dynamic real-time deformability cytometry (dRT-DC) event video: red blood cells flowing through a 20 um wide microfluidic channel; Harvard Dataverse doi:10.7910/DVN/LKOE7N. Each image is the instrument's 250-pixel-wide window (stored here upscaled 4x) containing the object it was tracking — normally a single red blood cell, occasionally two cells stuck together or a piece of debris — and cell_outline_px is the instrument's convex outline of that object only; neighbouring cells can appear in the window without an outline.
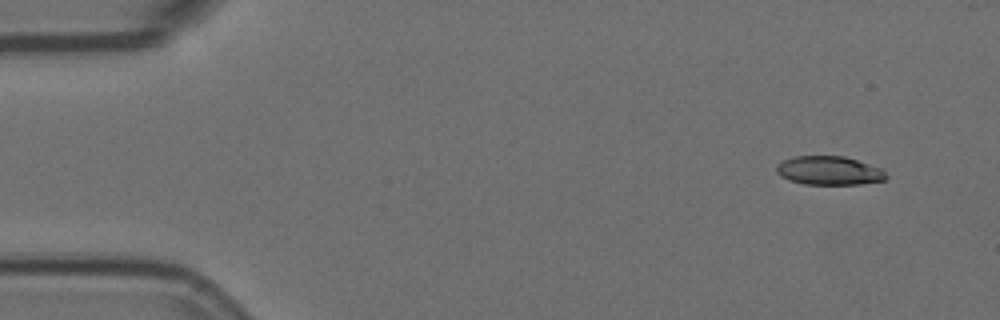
{"species": "Egyptian fruit bat (a non-hibernating species)", "species_latin": "Rousettus aegyptiacus", "temperature_condition": "room temperature", "stored_images_in_passage": 7, "camera_frame_rate_fps": 3000, "um_per_image_px": 0.085, "animal": {"sex": "female"}, "frame": {"image": 1, "passage_image": 2, "time_ms": 0.333, "image_size_px": [1000, 320], "cell_outline_px": [[888, 176], [884, 180], [860, 184], [804, 184], [788, 180], [780, 176], [776, 172], [776, 164], [792, 156], [844, 156], [880, 168]], "centroid_in_image_um": [70.42, 14.5], "position_along_channel_um": 14.6, "area_um2": 18.32}}
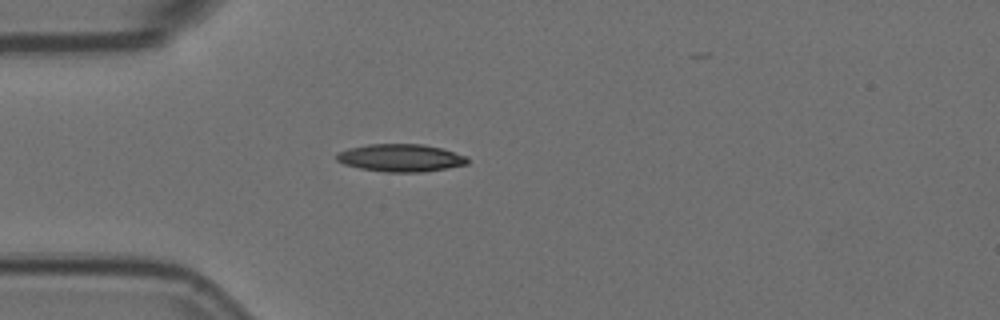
{"frame": {"image": 2, "passage_image": 5, "time_ms": 1.333, "image_size_px": [1000, 320], "cell_outline_px": [[468, 164], [448, 168], [420, 172], [384, 172], [360, 168], [344, 164], [336, 160], [336, 152], [348, 148], [368, 144], [424, 144], [444, 148], [468, 156]], "centroid_in_image_um": [34.07, 13.41], "position_along_channel_um": 50.9, "area_um2": 21.33}}
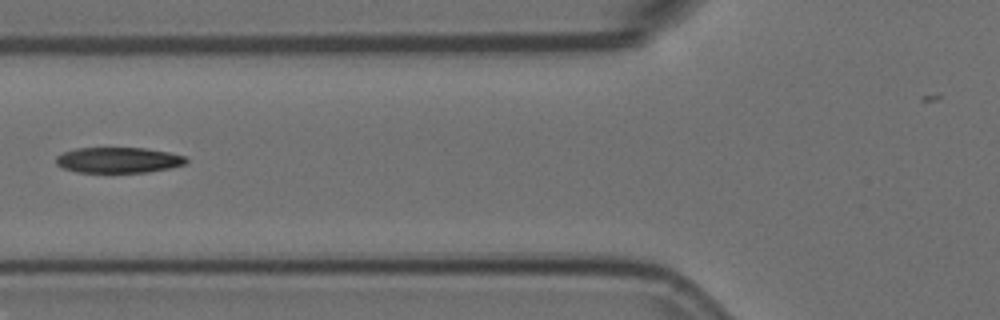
{"frame": {"image": 3, "passage_image": 7, "time_ms": 2.0, "image_size_px": [1000, 320], "cell_outline_px": [[188, 164], [148, 172], [76, 172], [64, 168], [56, 164], [56, 156], [64, 152], [76, 148], [144, 148], [168, 152], [184, 156], [188, 160]], "centroid_in_image_um": [10.07, 13.6], "position_along_channel_um": 115.7, "area_um2": 19.36}}